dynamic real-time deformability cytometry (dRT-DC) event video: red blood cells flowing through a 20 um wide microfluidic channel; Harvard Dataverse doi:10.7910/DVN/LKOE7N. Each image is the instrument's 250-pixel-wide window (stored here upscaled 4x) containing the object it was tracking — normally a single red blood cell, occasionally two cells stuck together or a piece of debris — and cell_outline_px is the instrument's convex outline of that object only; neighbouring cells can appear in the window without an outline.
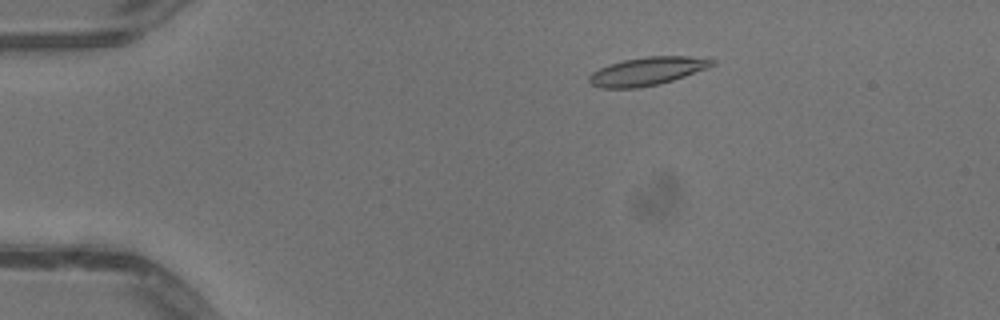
{"species": "common noctule bat (a hibernating species)", "species_latin": "Nyctalus noctula", "temperature_condition": "warm", "stored_images_in_passage": 20, "camera_frame_rate_fps": 3000, "um_per_image_px": 0.085, "animal": {"sex": "male", "body_mass_g": 13.3}, "frame": {"image": 1, "passage_image": 10, "time_ms": 3.0, "image_size_px": [1000, 320], "cell_outline_px": [[716, 64], [708, 68], [660, 84], [636, 88], [600, 88], [588, 84], [588, 76], [592, 72], [608, 64], [624, 60], [648, 56], [708, 56], [716, 60]], "centroid_in_image_um": [55.05, 6.04], "position_along_channel_um": 30.0, "area_um2": 20.58}}
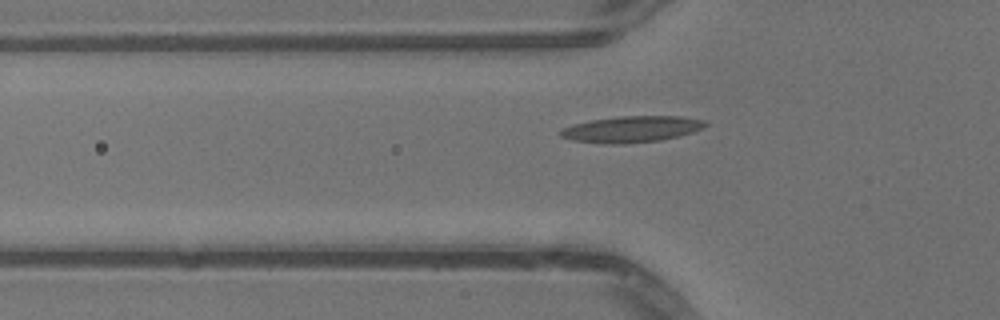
{"frame": {"image": 2, "passage_image": 18, "time_ms": 5.667, "image_size_px": [1000, 320], "cell_outline_px": [[708, 124], [692, 132], [680, 136], [660, 140], [624, 144], [604, 144], [572, 140], [560, 136], [560, 128], [572, 124], [592, 120], [620, 116], [680, 116], [708, 120]], "centroid_in_image_um": [53.68, 10.98], "position_along_channel_um": 72.1, "area_um2": 22.31}}